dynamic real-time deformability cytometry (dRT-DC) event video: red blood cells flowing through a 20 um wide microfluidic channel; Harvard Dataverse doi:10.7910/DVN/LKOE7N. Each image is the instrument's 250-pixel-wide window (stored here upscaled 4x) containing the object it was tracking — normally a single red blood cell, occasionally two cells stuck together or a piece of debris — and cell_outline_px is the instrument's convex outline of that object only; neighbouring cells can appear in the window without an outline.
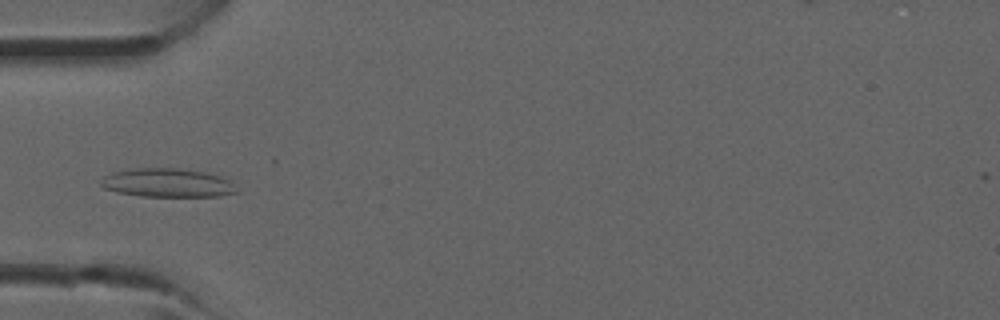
{"species": "common noctule bat (a hibernating species)", "species_latin": "Nyctalus noctula", "temperature_condition": "room temperature", "stored_images_in_passage": 36, "camera_frame_rate_fps": 3000, "um_per_image_px": 0.085, "animal": {"sex": "male", "forearm_length_mm": 52.5}, "frame": {"image": 1, "passage_image": 11, "time_ms": 3.333, "image_size_px": [1000, 320], "cell_outline_px": [[240, 192], [220, 196], [140, 196], [116, 192], [104, 188], [100, 184], [100, 180], [104, 176], [112, 172], [136, 168], [176, 168], [204, 172], [228, 180]], "centroid_in_image_um": [14.19, 15.55], "position_along_channel_um": 70.8, "area_um2": 22.54}}